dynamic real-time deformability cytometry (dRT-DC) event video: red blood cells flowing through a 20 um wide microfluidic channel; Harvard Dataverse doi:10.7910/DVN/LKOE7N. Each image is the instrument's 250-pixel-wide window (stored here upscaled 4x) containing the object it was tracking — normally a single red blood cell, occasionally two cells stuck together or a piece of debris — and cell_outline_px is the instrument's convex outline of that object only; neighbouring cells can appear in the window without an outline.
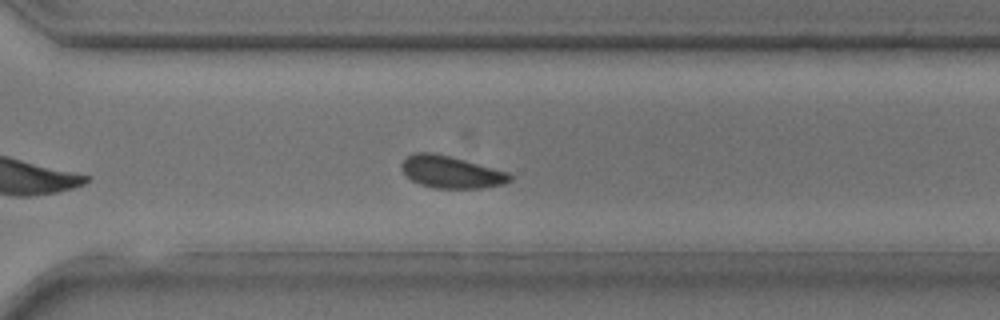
{"species": "common noctule bat (a hibernating species)", "species_latin": "Nyctalus noctula", "temperature_condition": "room temperature", "stored_images_in_passage": 25, "camera_frame_rate_fps": 3000, "um_per_image_px": 0.085, "animal": {"sex": "male", "body_mass_g": 17.9, "forearm_length_mm": 54.2}, "frame": {"image": 1, "passage_image": 18, "time_ms": 5.667, "image_size_px": [1000, 320], "cell_outline_px": [[512, 180], [504, 184], [480, 188], [432, 188], [420, 184], [412, 180], [400, 168], [400, 164], [408, 156], [416, 152], [432, 152], [464, 160], [508, 172], [512, 176]], "centroid_in_image_um": [38.33, 14.63], "position_along_channel_um": 332.3, "area_um2": 20.11}}